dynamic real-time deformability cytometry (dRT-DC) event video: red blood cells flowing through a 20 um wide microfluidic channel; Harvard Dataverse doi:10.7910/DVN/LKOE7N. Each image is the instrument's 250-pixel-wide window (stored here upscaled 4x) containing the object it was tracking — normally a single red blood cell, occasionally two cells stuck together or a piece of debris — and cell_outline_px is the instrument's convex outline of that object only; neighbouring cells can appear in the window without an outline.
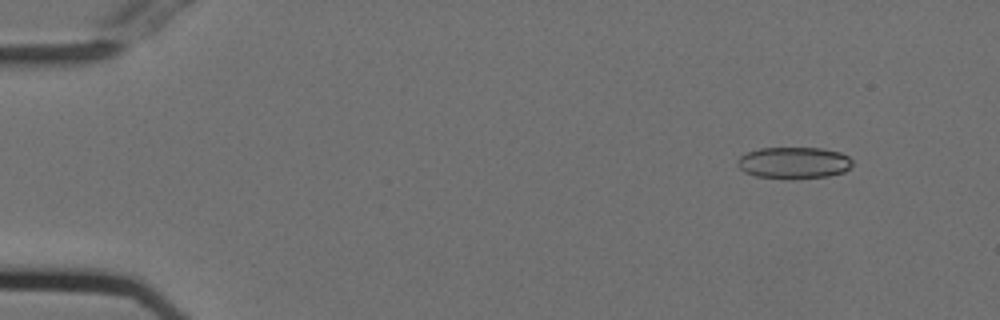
{"species": "Egyptian fruit bat (a non-hibernating species)", "species_latin": "Rousettus aegyptiacus", "temperature_condition": "cold", "stored_images_in_passage": 55, "camera_frame_rate_fps": 3000, "um_per_image_px": 0.085, "animal": {"sex": "female"}, "frame": {"image": 1, "passage_image": 6, "time_ms": 1.667, "image_size_px": [1000, 320], "cell_outline_px": [[852, 164], [844, 172], [828, 176], [756, 176], [744, 172], [736, 164], [736, 160], [740, 156], [748, 152], [760, 148], [820, 148], [840, 152], [848, 156], [852, 160]], "centroid_in_image_um": [67.46, 13.79], "position_along_channel_um": 17.5, "area_um2": 20.4}}
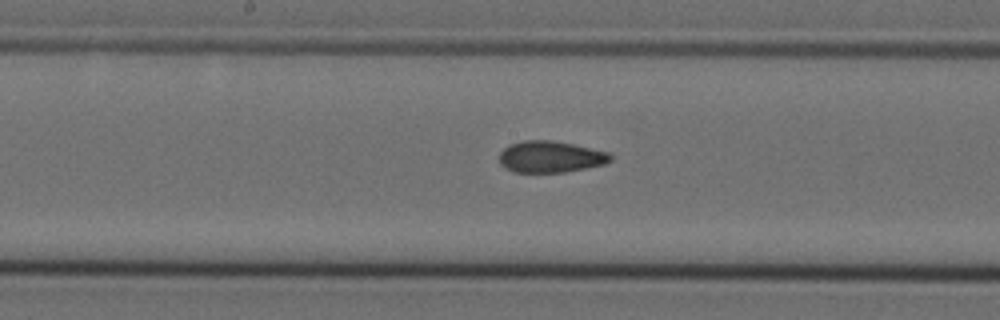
{"frame": {"image": 2, "passage_image": 29, "time_ms": 9.333, "image_size_px": [1000, 320], "cell_outline_px": [[612, 160], [604, 164], [564, 172], [512, 172], [504, 168], [500, 164], [500, 152], [508, 144], [524, 140], [552, 140], [572, 144], [608, 152], [612, 156]], "centroid_in_image_um": [46.75, 13.32], "position_along_channel_um": 201.5, "area_um2": 20.4}}
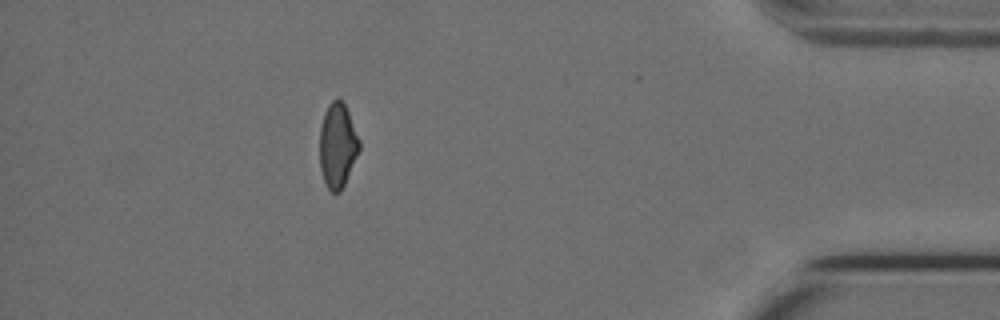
{"frame": {"image": 3, "passage_image": 49, "time_ms": 16.0, "image_size_px": [1000, 320], "cell_outline_px": [[360, 148], [344, 184], [340, 192], [332, 192], [328, 188], [324, 180], [320, 168], [320, 128], [324, 112], [328, 104], [332, 100], [340, 100], [344, 104], [348, 112], [360, 140]], "centroid_in_image_um": [28.68, 12.35], "position_along_channel_um": 406.5, "area_um2": 19.25}, "authors_computed_cell_mechanics": {"area_um2": 20.7502, "velocity_mm_per_s": 3.7537, "shape_relaxation_time_tau1_ms": null, "shape_relaxation_time_tau2_ms": 2.403, "deformation_change_tau1": null, "deformation_change_tau2": 0.0885}}